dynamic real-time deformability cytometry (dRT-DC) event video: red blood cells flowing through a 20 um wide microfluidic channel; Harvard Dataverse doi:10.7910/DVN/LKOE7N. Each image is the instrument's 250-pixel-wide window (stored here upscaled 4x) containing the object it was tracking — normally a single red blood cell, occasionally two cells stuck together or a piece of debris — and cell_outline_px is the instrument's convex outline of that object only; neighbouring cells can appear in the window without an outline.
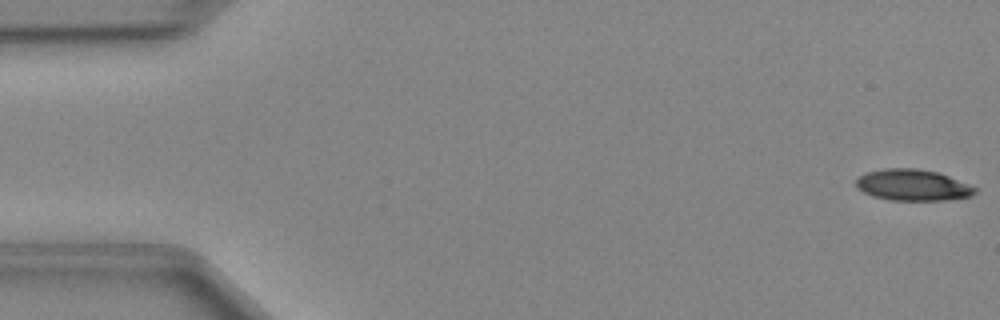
{"species": "Egyptian fruit bat (a non-hibernating species)", "species_latin": "Rousettus aegyptiacus", "temperature_condition": "cold", "stored_images_in_passage": 1, "camera_frame_rate_fps": 3000, "um_per_image_px": 0.085, "animal": {"sex": "female"}, "frame": {"image": 1, "passage_image": 1, "time_ms": 0.0, "image_size_px": [1000, 320], "cell_outline_px": [[976, 192], [972, 196], [944, 200], [892, 200], [872, 196], [856, 188], [856, 180], [860, 176], [868, 172], [884, 168], [916, 168], [936, 172], [948, 176], [968, 184], [976, 188]], "centroid_in_image_um": [77.56, 15.73], "position_along_channel_um": 7.4, "area_um2": 21.5}}